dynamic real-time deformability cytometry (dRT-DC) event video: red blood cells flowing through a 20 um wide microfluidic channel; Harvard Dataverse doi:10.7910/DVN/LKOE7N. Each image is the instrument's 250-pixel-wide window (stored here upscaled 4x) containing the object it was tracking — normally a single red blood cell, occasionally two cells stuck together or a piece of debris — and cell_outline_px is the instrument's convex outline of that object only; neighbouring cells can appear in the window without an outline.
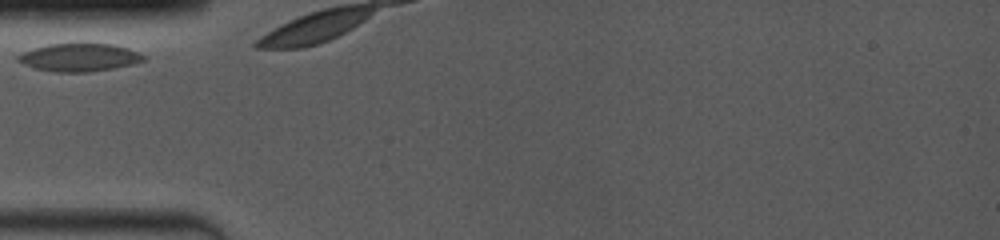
{"species": "common noctule bat (a hibernating species)", "species_latin": "Nyctalus noctula", "temperature_condition": "room temperature", "stored_images_in_passage": 2, "camera_frame_rate_fps": 4000, "um_per_image_px": 0.085, "animal": {"sex": "female", "body_mass_g": 19.0, "forearm_length_mm": 53.3}, "frame": {"image": 1, "passage_image": 1, "time_ms": 0.0, "image_size_px": [1000, 240], "cell_outline_px": [[144, 60], [132, 64], [112, 68], [88, 72], [56, 72], [32, 68], [16, 60], [16, 56], [24, 52], [48, 44], [112, 44], [128, 48], [144, 56]], "centroid_in_image_um": [6.7, 4.89], "position_along_channel_um": 78.3, "area_um2": 20.11}}